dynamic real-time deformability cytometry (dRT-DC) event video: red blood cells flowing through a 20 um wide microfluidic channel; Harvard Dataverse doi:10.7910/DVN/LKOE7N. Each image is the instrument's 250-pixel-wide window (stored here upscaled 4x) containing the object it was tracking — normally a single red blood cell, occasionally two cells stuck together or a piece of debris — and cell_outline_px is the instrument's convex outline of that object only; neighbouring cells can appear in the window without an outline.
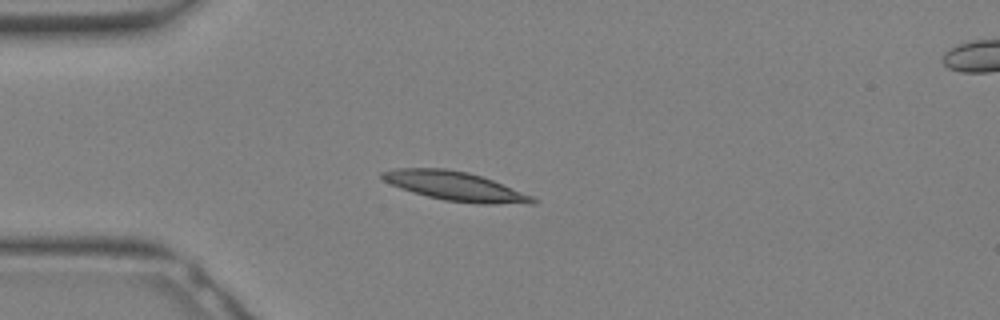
{"species": "Egyptian fruit bat (a non-hibernating species)", "species_latin": "Rousettus aegyptiacus", "temperature_condition": "warm", "stored_images_in_passage": 17, "camera_frame_rate_fps": 3000, "um_per_image_px": 0.085, "animal": {"sex": "female"}, "frame": {"image": 1, "passage_image": 6, "time_ms": 1.667, "image_size_px": [1000, 320], "cell_outline_px": [[536, 204], [480, 204], [444, 200], [412, 192], [400, 188], [384, 180], [380, 176], [380, 172], [396, 168], [444, 168], [468, 172], [492, 180], [532, 196], [536, 200]], "centroid_in_image_um": [38.68, 15.83], "position_along_channel_um": 46.3, "area_um2": 25.32}}
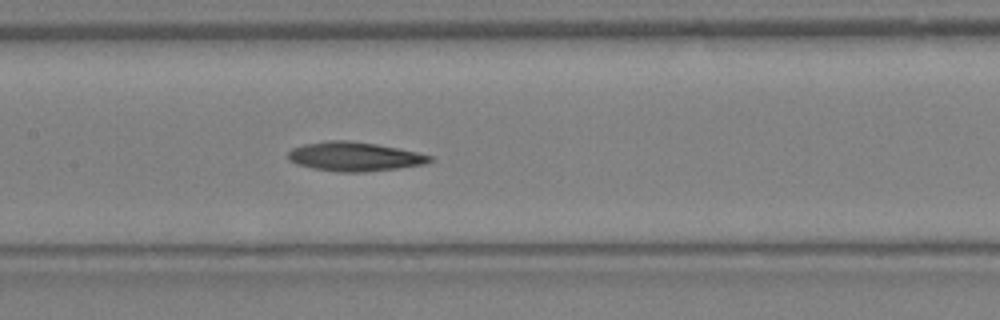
{"frame": {"image": 2, "passage_image": 13, "time_ms": 4.0, "image_size_px": [1000, 320], "cell_outline_px": [[432, 160], [424, 164], [396, 168], [364, 172], [336, 172], [312, 168], [296, 164], [288, 160], [288, 152], [292, 148], [304, 144], [328, 140], [348, 140], [376, 144], [416, 152], [432, 156]], "centroid_in_image_um": [30.07, 13.31], "position_along_channel_um": 177.3, "area_um2": 23.93}}
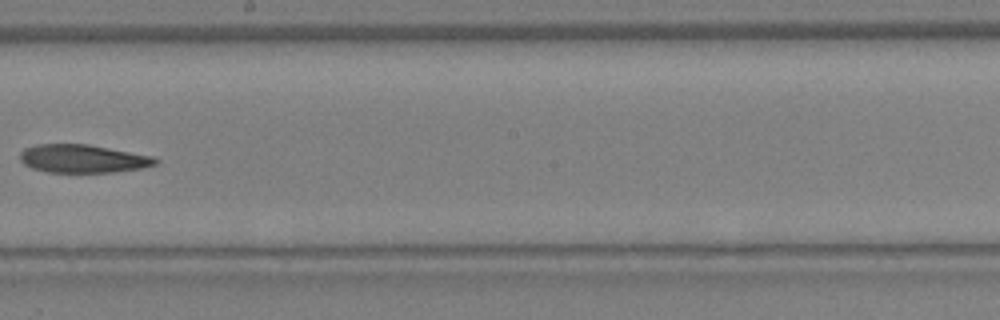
{"frame": {"image": 3, "passage_image": 16, "time_ms": 5.0, "image_size_px": [1000, 320], "cell_outline_px": [[160, 160], [156, 164], [140, 168], [112, 172], [48, 172], [32, 168], [24, 164], [20, 160], [20, 152], [24, 148], [36, 144], [88, 144], [152, 156]], "centroid_in_image_um": [7.01, 13.48], "position_along_channel_um": 241.2, "area_um2": 22.14}}